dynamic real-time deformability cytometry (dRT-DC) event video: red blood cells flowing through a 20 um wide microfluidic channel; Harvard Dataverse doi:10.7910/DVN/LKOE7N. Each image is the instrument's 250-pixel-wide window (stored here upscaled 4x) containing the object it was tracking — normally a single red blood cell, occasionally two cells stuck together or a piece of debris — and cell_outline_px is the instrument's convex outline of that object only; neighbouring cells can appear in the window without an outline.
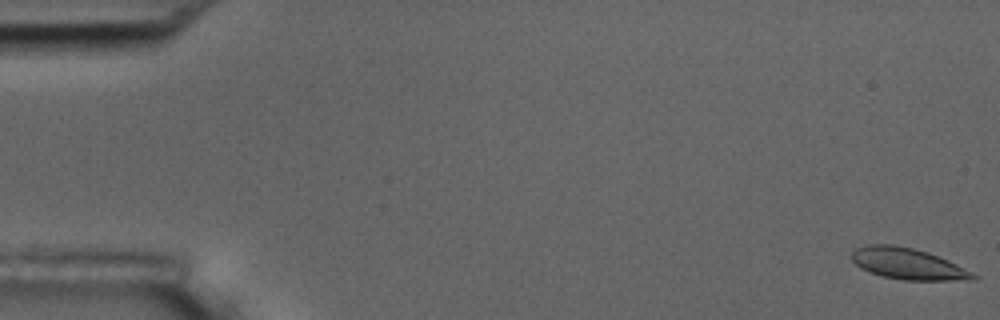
{"species": "common noctule bat (a hibernating species)", "species_latin": "Nyctalus noctula", "temperature_condition": "room temperature", "stored_images_in_passage": 56, "camera_frame_rate_fps": 3000, "um_per_image_px": 0.085, "animal": {"sex": "male", "body_mass_g": 17.5, "forearm_length_mm": 52.3}, "frame": {"image": 1, "passage_image": 1, "time_ms": 0.0, "image_size_px": [1000, 320], "cell_outline_px": [[980, 276], [976, 280], [904, 280], [884, 276], [860, 268], [852, 260], [852, 252], [856, 248], [868, 244], [896, 244], [928, 252], [948, 260]], "centroid_in_image_um": [77.19, 22.41], "position_along_channel_um": 7.8, "area_um2": 22.08}}
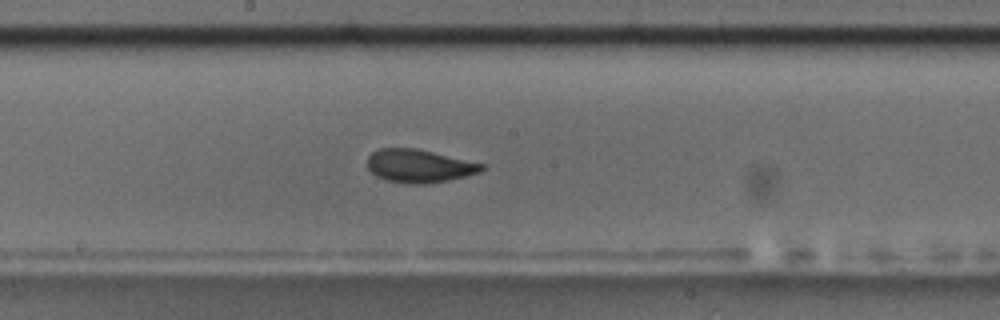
{"frame": {"image": 2, "passage_image": 30, "time_ms": 9.667, "image_size_px": [1000, 320], "cell_outline_px": [[484, 168], [480, 172], [448, 180], [424, 184], [404, 184], [388, 180], [376, 176], [368, 168], [368, 156], [372, 152], [380, 148], [416, 148], [484, 164]], "centroid_in_image_um": [35.6, 14.11], "position_along_channel_um": 212.6, "area_um2": 21.91}}
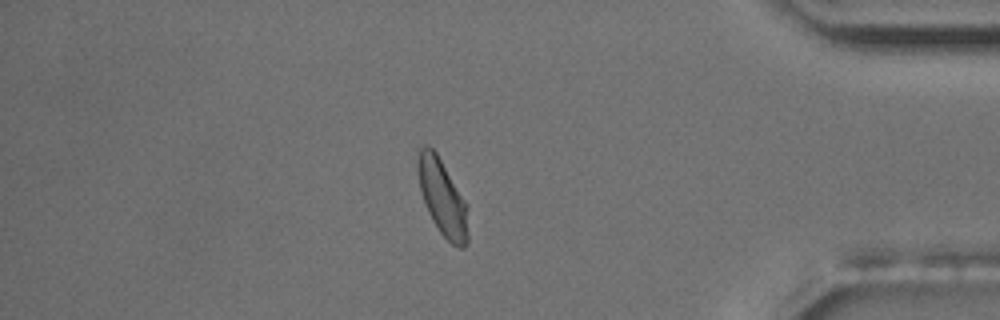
{"frame": {"image": 3, "passage_image": 48, "time_ms": 15.667, "image_size_px": [1000, 320], "cell_outline_px": [[468, 244], [464, 248], [460, 248], [452, 244], [440, 232], [432, 220], [424, 204], [420, 188], [416, 164], [420, 148], [424, 144], [428, 144], [436, 152], [468, 204]], "centroid_in_image_um": [37.62, 16.8], "position_along_channel_um": 397.6, "area_um2": 22.6}, "authors_computed_cell_mechanics": {"area_um2": 21.9351, "velocity_mm_per_s": 3.6308, "shape_relaxation_time_tau1_ms": 3.1936, "shape_relaxation_time_tau2_ms": 1.0246, "deformation_change_tau1": 0.1034, "deformation_change_tau2": 0.0366}}